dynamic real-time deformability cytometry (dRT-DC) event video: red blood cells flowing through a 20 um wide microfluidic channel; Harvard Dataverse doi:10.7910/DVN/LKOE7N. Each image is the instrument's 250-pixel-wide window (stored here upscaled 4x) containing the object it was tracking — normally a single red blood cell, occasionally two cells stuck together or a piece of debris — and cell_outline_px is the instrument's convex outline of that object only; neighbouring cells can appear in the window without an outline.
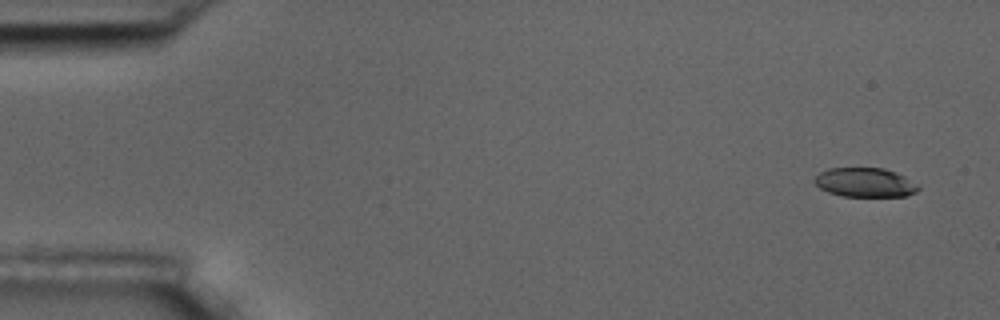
{"species": "common noctule bat (a hibernating species)", "species_latin": "Nyctalus noctula", "temperature_condition": "room temperature", "stored_images_in_passage": 4, "camera_frame_rate_fps": 3000, "um_per_image_px": 0.085, "animal": {"sex": "male", "body_mass_g": 17.5, "forearm_length_mm": 52.3}, "frame": {"image": 1, "passage_image": 1, "time_ms": 0.0, "image_size_px": [1000, 320], "cell_outline_px": [[920, 188], [916, 192], [908, 196], [844, 196], [828, 192], [820, 188], [812, 180], [820, 172], [828, 168], [884, 168], [896, 172], [920, 184]], "centroid_in_image_um": [73.56, 15.5], "position_along_channel_um": 11.4, "area_um2": 17.8}}
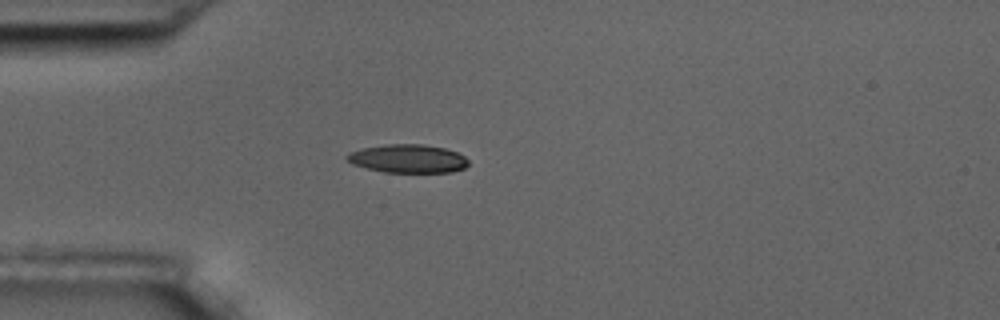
{"frame": {"image": 2, "passage_image": 4, "time_ms": 4.333, "image_size_px": [1000, 320], "cell_outline_px": [[468, 164], [464, 168], [452, 172], [384, 172], [352, 164], [344, 156], [352, 152], [364, 148], [388, 144], [424, 144], [444, 148], [456, 152], [464, 156], [468, 160]], "centroid_in_image_um": [34.7, 13.48], "position_along_channel_um": 50.3, "area_um2": 19.88}}